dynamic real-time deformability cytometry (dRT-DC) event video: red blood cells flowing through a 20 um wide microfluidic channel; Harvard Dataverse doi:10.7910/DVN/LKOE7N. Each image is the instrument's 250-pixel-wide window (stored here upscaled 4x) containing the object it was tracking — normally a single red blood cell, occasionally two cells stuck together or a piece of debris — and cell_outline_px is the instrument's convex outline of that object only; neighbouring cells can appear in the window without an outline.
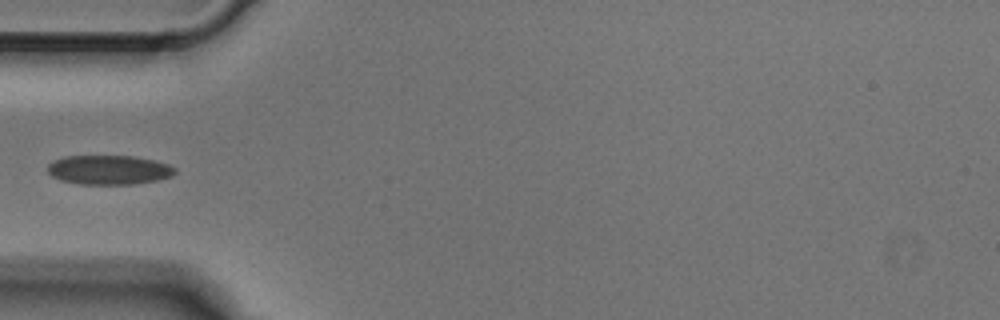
{"species": "Egyptian fruit bat (a non-hibernating species)", "species_latin": "Rousettus aegyptiacus", "temperature_condition": "cold", "stored_images_in_passage": 3, "camera_frame_rate_fps": 3000, "um_per_image_px": 0.085, "animal": {"sex": "male"}, "frame": {"image": 1, "passage_image": 3, "time_ms": 0.667, "image_size_px": [1000, 320], "cell_outline_px": [[176, 172], [172, 176], [156, 180], [132, 184], [80, 184], [60, 180], [52, 176], [48, 172], [48, 164], [52, 160], [64, 156], [132, 156], [152, 160], [168, 164], [176, 168]], "centroid_in_image_um": [9.23, 14.43], "position_along_channel_um": 75.8, "area_um2": 21.73}}